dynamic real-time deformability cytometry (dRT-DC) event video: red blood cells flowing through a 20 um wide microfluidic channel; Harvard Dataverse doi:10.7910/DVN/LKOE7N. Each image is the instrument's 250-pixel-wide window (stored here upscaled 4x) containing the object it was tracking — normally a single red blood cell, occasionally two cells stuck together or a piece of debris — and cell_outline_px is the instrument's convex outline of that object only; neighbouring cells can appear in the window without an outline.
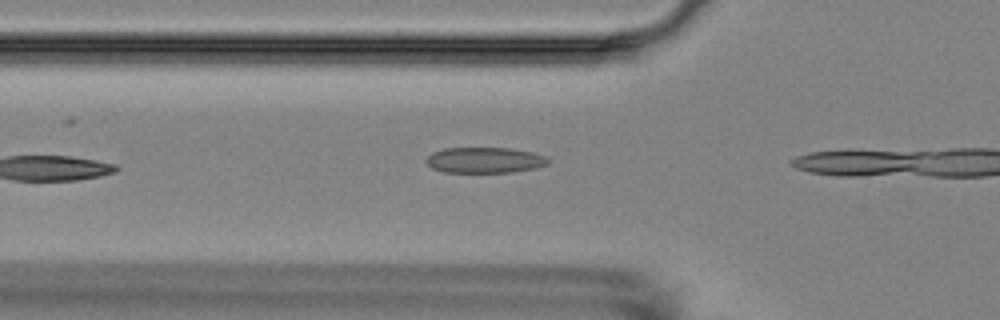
{"species": "Egyptian fruit bat (a non-hibernating species)", "species_latin": "Rousettus aegyptiacus", "temperature_condition": "room temperature", "stored_images_in_passage": 7, "camera_frame_rate_fps": 3000, "um_per_image_px": 0.085, "animal": {"sex": "female"}, "frame": {"image": 1, "passage_image": 6, "time_ms": 6.667, "image_size_px": [1000, 320], "cell_outline_px": [[548, 164], [536, 168], [512, 172], [444, 172], [432, 168], [424, 160], [432, 152], [444, 148], [512, 148], [532, 152], [544, 156], [548, 160]], "centroid_in_image_um": [41.18, 13.61], "position_along_channel_um": 84.6, "area_um2": 18.26}}